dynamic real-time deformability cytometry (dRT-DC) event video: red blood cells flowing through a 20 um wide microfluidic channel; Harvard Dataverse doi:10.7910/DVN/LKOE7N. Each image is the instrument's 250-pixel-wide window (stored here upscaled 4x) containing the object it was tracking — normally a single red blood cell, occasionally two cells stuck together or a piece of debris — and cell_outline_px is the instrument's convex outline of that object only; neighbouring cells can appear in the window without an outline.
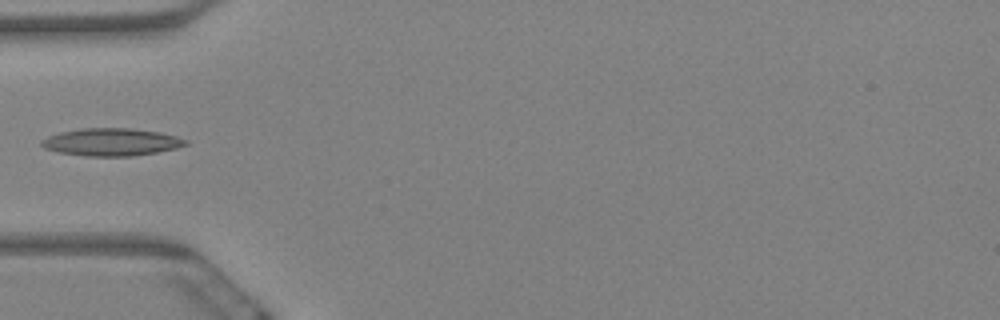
{"species": "Egyptian fruit bat (a non-hibernating species)", "species_latin": "Rousettus aegyptiacus", "temperature_condition": "warm", "stored_images_in_passage": 6, "camera_frame_rate_fps": 3000, "um_per_image_px": 0.085, "animal": {"sex": "female"}, "frame": {"image": 1, "passage_image": 6, "time_ms": 1.667, "image_size_px": [1000, 320], "cell_outline_px": [[188, 144], [176, 148], [156, 152], [132, 156], [84, 156], [60, 152], [44, 148], [40, 144], [40, 140], [48, 136], [60, 132], [80, 128], [128, 128], [156, 132], [176, 136], [188, 140]], "centroid_in_image_um": [9.43, 12.07], "position_along_channel_um": 75.6, "area_um2": 23.0}}